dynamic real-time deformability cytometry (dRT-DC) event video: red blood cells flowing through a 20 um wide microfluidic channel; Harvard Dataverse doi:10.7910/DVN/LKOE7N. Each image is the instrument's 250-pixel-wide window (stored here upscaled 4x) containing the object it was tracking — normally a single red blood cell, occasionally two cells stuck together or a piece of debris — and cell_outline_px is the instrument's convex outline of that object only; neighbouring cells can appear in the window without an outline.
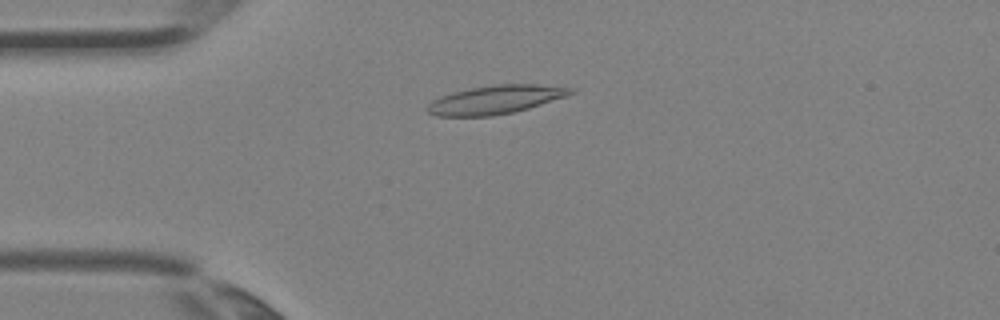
{"species": "Egyptian fruit bat (a non-hibernating species)", "species_latin": "Rousettus aegyptiacus", "temperature_condition": "room temperature", "stored_images_in_passage": 3, "camera_frame_rate_fps": 3000, "um_per_image_px": 0.085, "animal": {"sex": "female"}, "frame": {"image": 1, "passage_image": 3, "time_ms": 0.667, "image_size_px": [1000, 320], "cell_outline_px": [[576, 92], [528, 108], [512, 112], [492, 116], [436, 116], [428, 112], [424, 108], [432, 100], [440, 96], [452, 92], [492, 84], [536, 84], [576, 88]], "centroid_in_image_um": [42.07, 8.46], "position_along_channel_um": 42.9, "area_um2": 23.76}}